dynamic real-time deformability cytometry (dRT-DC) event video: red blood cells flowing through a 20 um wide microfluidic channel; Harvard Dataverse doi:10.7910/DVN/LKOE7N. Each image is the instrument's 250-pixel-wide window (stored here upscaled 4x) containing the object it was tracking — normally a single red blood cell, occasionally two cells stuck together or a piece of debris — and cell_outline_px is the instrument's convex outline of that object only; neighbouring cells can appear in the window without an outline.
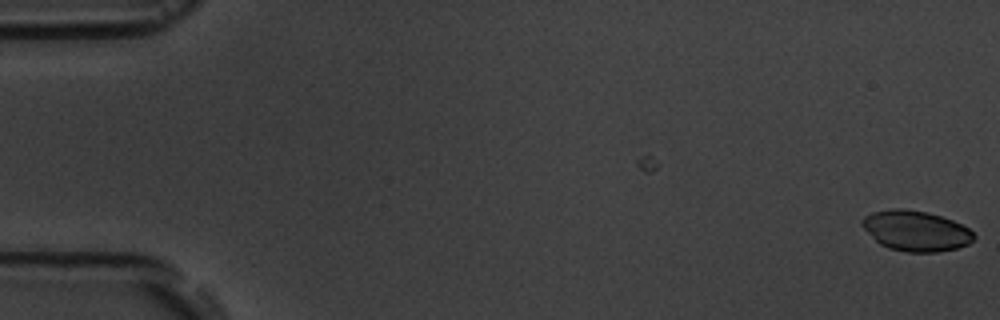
{"species": "common noctule bat (a hibernating species)", "species_latin": "Nyctalus noctula", "temperature_condition": "room temperature", "stored_images_in_passage": 2, "camera_frame_rate_fps": 3000, "um_per_image_px": 0.085, "animal": {"sex": "male", "body_mass_g": 19.5, "forearm_length_mm": 54.6}, "frame": {"image": 1, "passage_image": 2, "time_ms": 1.333, "image_size_px": [1000, 320], "cell_outline_px": [[976, 236], [968, 244], [956, 248], [936, 252], [908, 252], [888, 248], [880, 244], [860, 224], [860, 220], [864, 216], [872, 212], [892, 208], [904, 208], [928, 212], [952, 220], [968, 228]], "centroid_in_image_um": [77.82, 19.61], "position_along_channel_um": 7.2, "area_um2": 26.24}}